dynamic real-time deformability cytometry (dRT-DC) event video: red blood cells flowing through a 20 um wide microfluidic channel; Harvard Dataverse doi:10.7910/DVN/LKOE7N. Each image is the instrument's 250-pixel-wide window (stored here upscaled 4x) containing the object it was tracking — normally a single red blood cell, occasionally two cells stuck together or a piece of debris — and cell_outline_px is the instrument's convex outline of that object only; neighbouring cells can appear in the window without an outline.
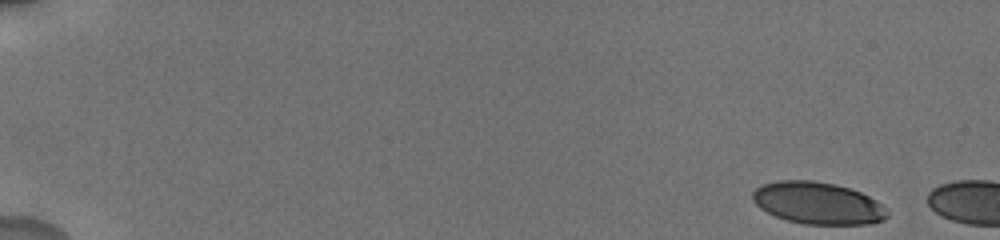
{"species": "human", "species_latin": "Homo sapiens", "temperature_condition": "cold", "stored_images_in_passage": 4, "camera_frame_rate_fps": 3000, "um_per_image_px": 0.085, "donor": {"sex": "male"}, "frame": {"image": 1, "passage_image": 1, "time_ms": 0.0, "image_size_px": [1000, 240], "cell_outline_px": [[888, 216], [884, 220], [872, 224], [804, 224], [788, 220], [776, 216], [760, 208], [752, 200], [752, 192], [756, 188], [764, 184], [776, 180], [812, 180], [836, 184], [860, 192], [876, 200], [888, 212]], "centroid_in_image_um": [69.51, 17.26], "position_along_channel_um": 15.5, "area_um2": 32.95}}